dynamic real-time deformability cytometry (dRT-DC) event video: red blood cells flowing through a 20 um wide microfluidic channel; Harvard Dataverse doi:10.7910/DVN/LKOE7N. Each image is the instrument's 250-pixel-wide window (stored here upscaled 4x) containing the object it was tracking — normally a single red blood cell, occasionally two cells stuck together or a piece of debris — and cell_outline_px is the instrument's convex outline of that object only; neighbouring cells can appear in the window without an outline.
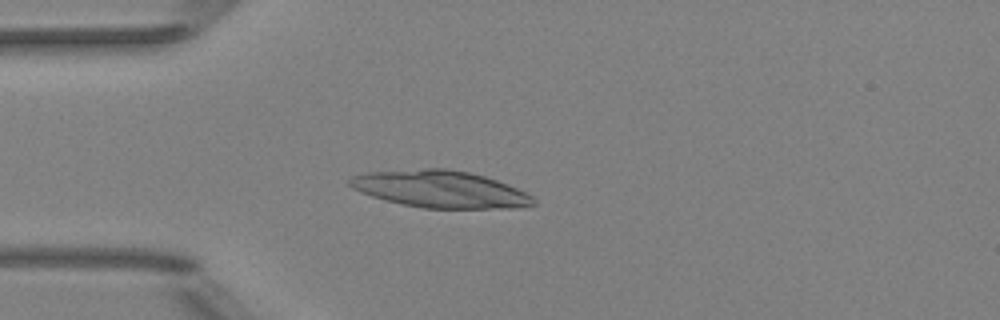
{"species": "Egyptian fruit bat (a non-hibernating species)", "species_latin": "Rousettus aegyptiacus", "temperature_condition": "room temperature", "stored_images_in_passage": 5, "camera_frame_rate_fps": 3000, "um_per_image_px": 0.085, "animal": {"sex": "female"}, "frame": {"image": 1, "passage_image": 4, "time_ms": 3.667, "image_size_px": [1000, 320], "cell_outline_px": [[536, 204], [516, 208], [424, 208], [400, 204], [384, 200], [360, 192], [352, 188], [348, 184], [348, 180], [352, 176], [368, 172], [424, 168], [444, 168], [468, 172], [484, 176], [508, 184], [532, 196], [536, 200]], "centroid_in_image_um": [37.4, 16.08], "position_along_channel_um": 47.6, "area_um2": 39.65}}